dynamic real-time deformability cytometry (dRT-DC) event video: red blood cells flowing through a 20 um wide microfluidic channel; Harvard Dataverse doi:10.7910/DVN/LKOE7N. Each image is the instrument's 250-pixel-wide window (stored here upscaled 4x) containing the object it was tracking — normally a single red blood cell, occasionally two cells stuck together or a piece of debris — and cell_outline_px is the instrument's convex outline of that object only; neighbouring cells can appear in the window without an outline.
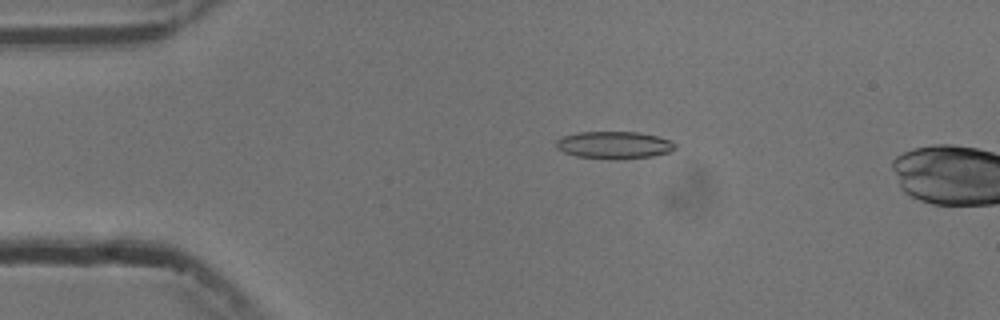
{"species": "common noctule bat (a hibernating species)", "species_latin": "Nyctalus noctula", "temperature_condition": "cold", "stored_images_in_passage": 15, "camera_frame_rate_fps": 3000, "um_per_image_px": 0.085, "animal": {"sex": "male", "body_mass_g": 13.3}, "frame": {"image": 1, "passage_image": 11, "time_ms": 3.333, "image_size_px": [1000, 320], "cell_outline_px": [[676, 148], [672, 152], [652, 156], [576, 156], [564, 152], [556, 148], [556, 140], [564, 136], [576, 132], [640, 132], [660, 136], [676, 144]], "centroid_in_image_um": [52.23, 12.27], "position_along_channel_um": 32.8, "area_um2": 18.09}}